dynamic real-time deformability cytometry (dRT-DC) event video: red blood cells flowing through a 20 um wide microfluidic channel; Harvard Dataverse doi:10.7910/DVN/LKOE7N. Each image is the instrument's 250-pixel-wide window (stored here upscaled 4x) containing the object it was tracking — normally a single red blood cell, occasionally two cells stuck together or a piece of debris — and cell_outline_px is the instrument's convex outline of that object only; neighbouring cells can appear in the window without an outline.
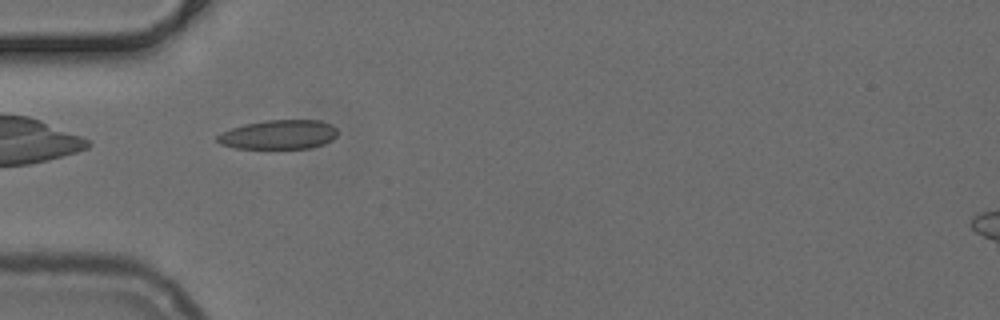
{"species": "common noctule bat (a hibernating species)", "species_latin": "Nyctalus noctula", "temperature_condition": "cold", "stored_images_in_passage": 5, "camera_frame_rate_fps": 3000, "um_per_image_px": 0.085, "animal": {"sex": "female", "body_mass_g": 24.6, "forearm_length_mm": 56.2}, "frame": {"image": 1, "passage_image": 1, "time_ms": 0.0, "image_size_px": [1000, 320], "cell_outline_px": [[340, 132], [332, 140], [324, 144], [312, 148], [236, 148], [220, 144], [216, 140], [216, 136], [220, 132], [244, 124], [264, 120], [320, 120], [332, 124]], "centroid_in_image_um": [23.71, 11.43], "position_along_channel_um": 61.3, "area_um2": 20.75}}
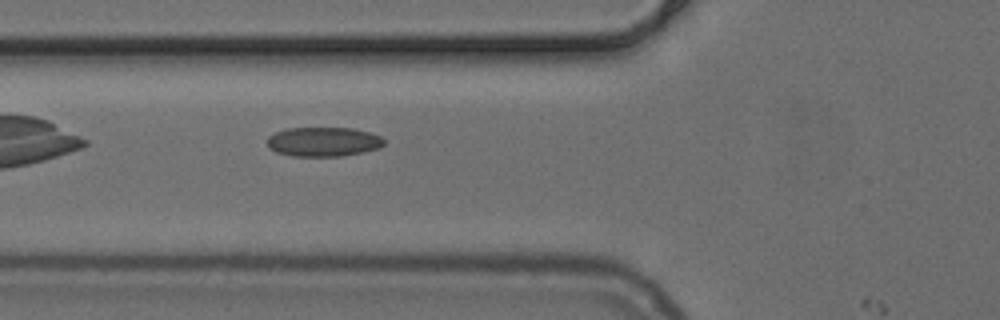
{"frame": {"image": 2, "passage_image": 4, "time_ms": 1.0, "image_size_px": [1000, 320], "cell_outline_px": [[384, 144], [380, 148], [340, 156], [292, 156], [276, 152], [268, 148], [268, 136], [276, 132], [288, 128], [352, 128], [368, 132], [380, 136], [384, 140]], "centroid_in_image_um": [27.47, 12.05], "position_along_channel_um": 98.3, "area_um2": 19.88}}